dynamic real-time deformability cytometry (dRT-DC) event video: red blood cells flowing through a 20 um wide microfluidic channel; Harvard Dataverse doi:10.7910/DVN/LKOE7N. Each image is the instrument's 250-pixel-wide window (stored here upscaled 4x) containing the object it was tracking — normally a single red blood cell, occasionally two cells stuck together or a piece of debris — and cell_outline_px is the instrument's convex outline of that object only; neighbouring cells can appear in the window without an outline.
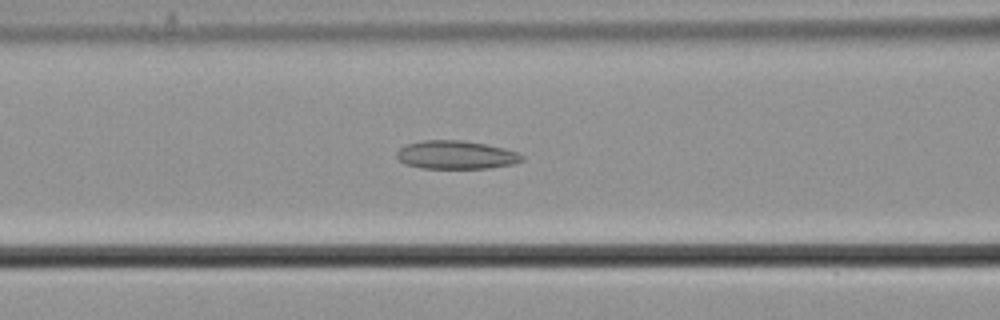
{"species": "common noctule bat (a hibernating species)", "species_latin": "Nyctalus noctula", "temperature_condition": "cold", "stored_images_in_passage": 56, "camera_frame_rate_fps": 3000, "um_per_image_px": 0.085, "animal": {"sex": "male", "body_mass_g": 21.5, "forearm_length_mm": 52.0}, "frame": {"image": 1, "passage_image": 23, "time_ms": 7.333, "image_size_px": [1000, 320], "cell_outline_px": [[524, 160], [516, 164], [488, 168], [420, 168], [404, 164], [396, 156], [396, 152], [404, 144], [424, 140], [460, 140], [484, 144], [504, 148], [520, 152], [524, 156]], "centroid_in_image_um": [38.78, 13.17], "position_along_channel_um": 127.8, "area_um2": 20.92}}
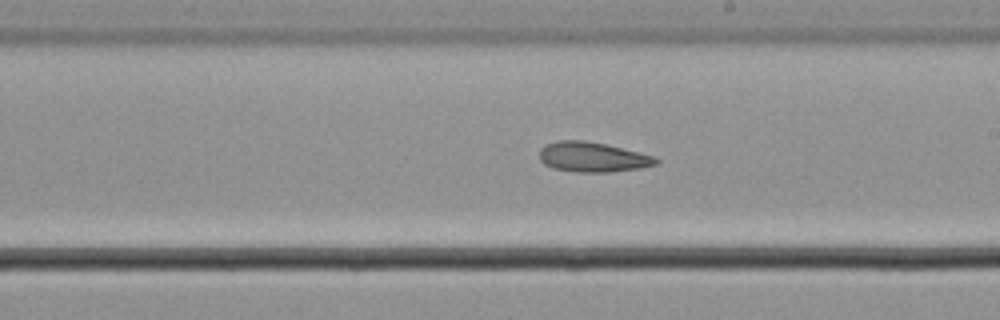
{"frame": {"image": 2, "passage_image": 32, "time_ms": 10.333, "image_size_px": [1000, 320], "cell_outline_px": [[660, 160], [656, 164], [640, 168], [608, 172], [576, 172], [552, 168], [544, 164], [540, 160], [540, 148], [544, 144], [560, 140], [584, 140], [604, 144], [652, 156]], "centroid_in_image_um": [50.3, 13.35], "position_along_channel_um": 238.7, "area_um2": 20.11}}
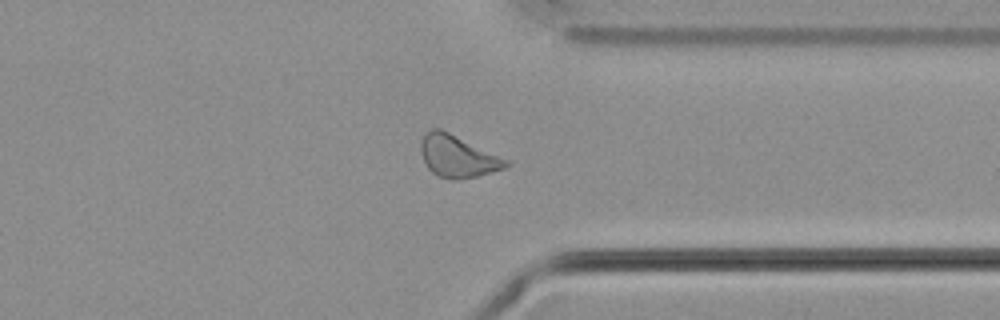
{"frame": {"image": 3, "passage_image": 43, "time_ms": 14.0, "image_size_px": [1000, 320], "cell_outline_px": [[508, 164], [504, 168], [480, 176], [460, 180], [448, 180], [432, 172], [428, 168], [420, 152], [420, 140], [424, 132], [432, 128], [440, 128], [508, 160]], "centroid_in_image_um": [38.85, 13.29], "position_along_channel_um": 372.6, "area_um2": 20.87}}